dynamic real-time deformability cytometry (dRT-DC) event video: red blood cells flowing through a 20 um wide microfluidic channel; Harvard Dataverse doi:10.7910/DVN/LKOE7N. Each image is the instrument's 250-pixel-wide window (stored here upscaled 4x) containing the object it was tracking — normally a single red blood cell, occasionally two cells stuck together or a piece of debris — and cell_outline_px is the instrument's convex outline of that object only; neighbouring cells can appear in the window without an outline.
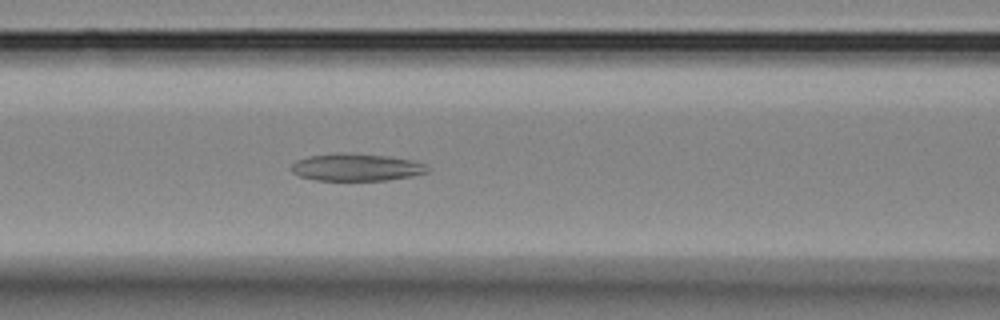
{"species": "Egyptian fruit bat (a non-hibernating species)", "species_latin": "Rousettus aegyptiacus", "temperature_condition": "room temperature", "stored_images_in_passage": 55, "camera_frame_rate_fps": 3000, "um_per_image_px": 0.085, "animal": {"sex": "female"}, "frame": {"image": 1, "passage_image": 21, "time_ms": 6.667, "image_size_px": [1000, 320], "cell_outline_px": [[428, 172], [412, 176], [388, 180], [316, 180], [300, 176], [292, 172], [288, 168], [296, 160], [308, 156], [388, 156], [408, 160], [424, 164], [428, 168]], "centroid_in_image_um": [30.27, 14.28], "position_along_channel_um": 136.3, "area_um2": 20.46}}
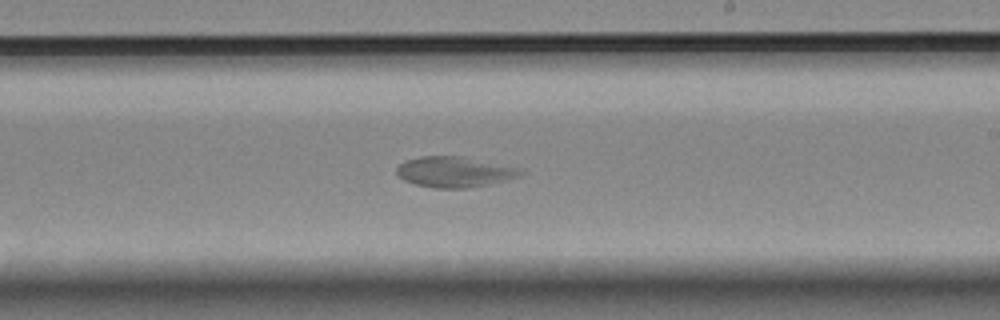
{"frame": {"image": 2, "passage_image": 31, "time_ms": 10.0, "image_size_px": [1000, 320], "cell_outline_px": [[528, 172], [520, 176], [492, 184], [464, 188], [432, 188], [416, 184], [404, 180], [396, 172], [396, 168], [400, 164], [408, 160], [420, 156], [456, 156], [512, 168]], "centroid_in_image_um": [38.57, 14.64], "position_along_channel_um": 250.4, "area_um2": 21.39}}
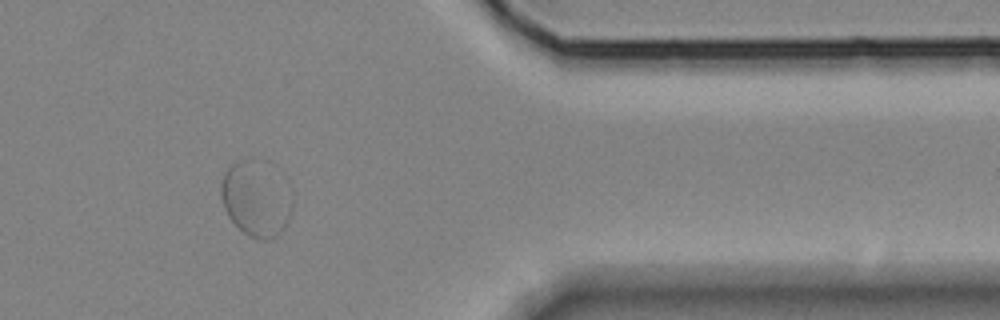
{"frame": {"image": 3, "passage_image": 45, "time_ms": 14.667, "image_size_px": [1000, 320], "cell_outline_px": [[292, 208], [288, 220], [284, 228], [276, 236], [268, 240], [260, 240], [248, 236], [228, 216], [224, 208], [220, 196], [220, 184], [224, 172], [232, 164], [240, 160], [244, 160], [292, 188]], "centroid_in_image_um": [21.72, 17.04], "position_along_channel_um": 389.7, "area_um2": 29.77}}